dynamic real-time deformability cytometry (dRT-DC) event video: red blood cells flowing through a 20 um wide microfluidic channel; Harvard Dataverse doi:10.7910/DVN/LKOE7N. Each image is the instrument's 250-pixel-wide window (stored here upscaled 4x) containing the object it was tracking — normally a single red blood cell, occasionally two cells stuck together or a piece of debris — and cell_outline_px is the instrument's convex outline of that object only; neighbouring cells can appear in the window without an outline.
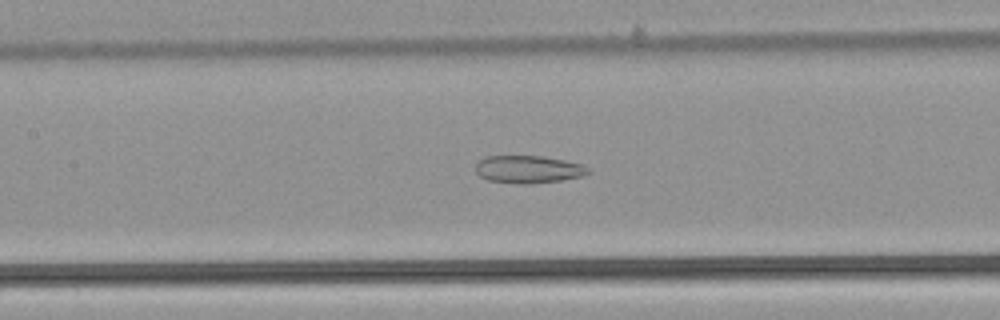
{"species": "common noctule bat (a hibernating species)", "species_latin": "Nyctalus noctula", "temperature_condition": "warm", "stored_images_in_passage": 49, "camera_frame_rate_fps": 3000, "um_per_image_px": 0.085, "animal": {"sex": "male", "body_mass_g": 21.5, "forearm_length_mm": 52.0}, "frame": {"image": 1, "passage_image": 21, "time_ms": 6.667, "image_size_px": [1000, 320], "cell_outline_px": [[592, 172], [580, 176], [564, 180], [528, 184], [516, 184], [488, 180], [480, 176], [476, 172], [476, 164], [484, 156], [544, 156], [564, 160], [580, 164], [588, 168]], "centroid_in_image_um": [44.89, 14.4], "position_along_channel_um": 162.5, "area_um2": 18.15}}
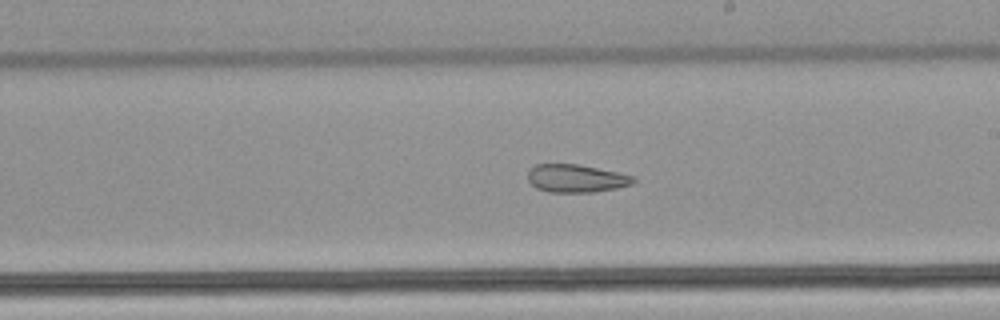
{"frame": {"image": 2, "passage_image": 27, "time_ms": 8.667, "image_size_px": [1000, 320], "cell_outline_px": [[636, 180], [632, 184], [616, 188], [592, 192], [548, 192], [536, 188], [528, 180], [528, 172], [536, 164], [576, 164], [616, 172], [632, 176]], "centroid_in_image_um": [48.94, 15.17], "position_along_channel_um": 240.1, "area_um2": 16.94}}
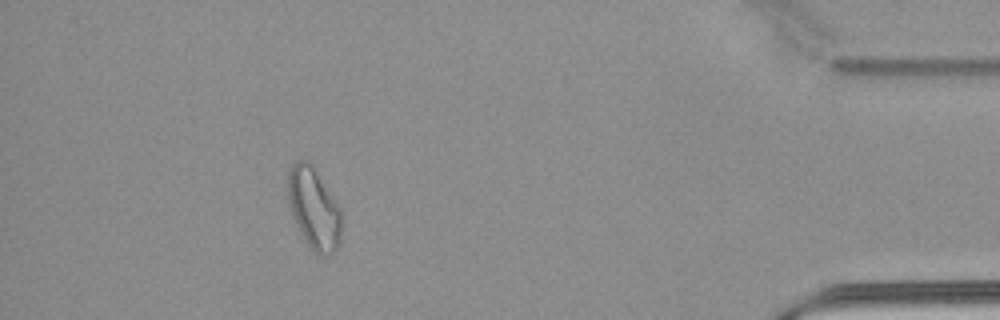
{"frame": {"image": 3, "passage_image": 44, "time_ms": 14.333, "image_size_px": [1000, 320], "cell_outline_px": [[340, 244], [324, 260], [308, 248], [296, 224], [292, 212], [288, 196], [288, 172], [292, 164], [296, 160], [304, 160], [312, 164], [340, 208]], "centroid_in_image_um": [26.67, 17.77], "position_along_channel_um": 408.5, "area_um2": 25.37}, "authors_computed_cell_mechanics": {"area_um2": 23.0622, "velocity_mm_per_s": 3.8922, "shape_relaxation_time_tau1_ms": null, "shape_relaxation_time_tau2_ms": 2.3305, "deformation_change_tau1": null, "deformation_change_tau2": 0.0978}}